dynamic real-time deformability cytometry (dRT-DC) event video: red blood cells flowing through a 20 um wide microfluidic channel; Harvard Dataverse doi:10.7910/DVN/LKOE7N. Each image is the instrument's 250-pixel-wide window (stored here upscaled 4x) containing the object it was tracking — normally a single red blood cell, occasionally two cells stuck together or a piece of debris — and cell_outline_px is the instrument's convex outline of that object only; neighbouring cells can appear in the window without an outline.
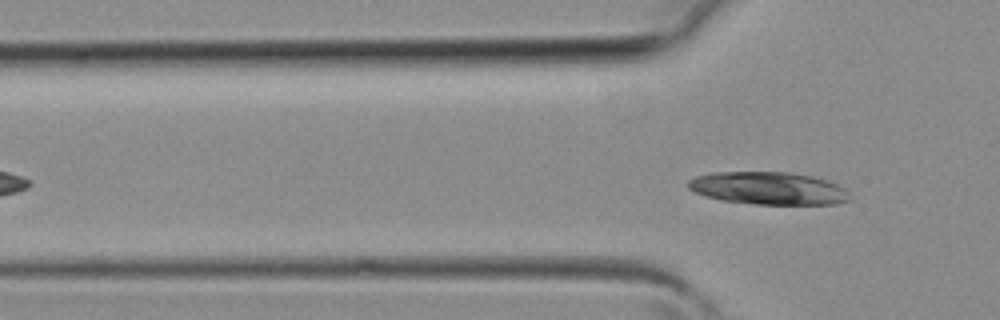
{"species": "common noctule bat (a hibernating species)", "species_latin": "Nyctalus noctula", "temperature_condition": "room temperature", "stored_images_in_passage": 8, "camera_frame_rate_fps": 3000, "um_per_image_px": 0.085, "animal": {"sex": "female", "body_mass_g": 19.3, "forearm_length_mm": 54.1}, "frame": {"image": 1, "passage_image": 8, "time_ms": 2.333, "image_size_px": [1000, 320], "cell_outline_px": [[852, 200], [836, 204], [756, 204], [720, 200], [704, 196], [688, 188], [688, 180], [696, 176], [712, 172], [788, 172], [812, 176], [828, 180], [844, 188], [852, 196]], "centroid_in_image_um": [65.34, 16.0], "position_along_channel_um": 60.5, "area_um2": 30.92}}